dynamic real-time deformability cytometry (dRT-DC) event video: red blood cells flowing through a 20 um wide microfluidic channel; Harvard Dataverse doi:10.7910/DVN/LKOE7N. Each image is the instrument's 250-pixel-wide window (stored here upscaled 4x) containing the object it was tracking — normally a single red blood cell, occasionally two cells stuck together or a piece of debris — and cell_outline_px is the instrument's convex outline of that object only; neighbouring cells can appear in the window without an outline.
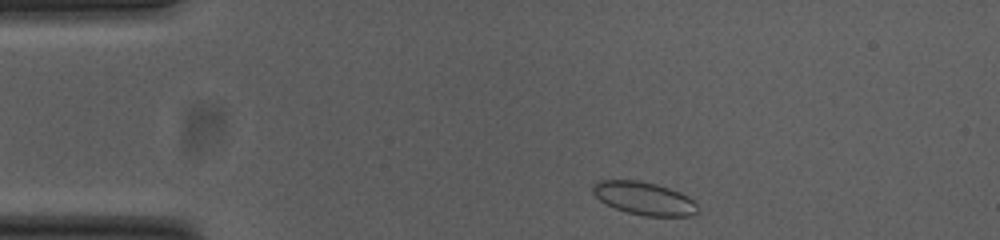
{"species": "common noctule bat (a hibernating species)", "species_latin": "Nyctalus noctula", "temperature_condition": "cold", "stored_images_in_passage": 46, "camera_frame_rate_fps": 3000, "um_per_image_px": 0.085, "animal": {"sex": "female", "body_mass_g": 23.0, "forearm_length_mm": 53.4}, "frame": {"image": 1, "passage_image": 2, "time_ms": 0.333, "image_size_px": [1000, 240], "cell_outline_px": [[696, 212], [692, 216], [644, 216], [628, 212], [604, 204], [592, 192], [592, 184], [596, 180], [636, 180], [656, 184], [680, 192], [688, 196], [696, 204]], "centroid_in_image_um": [54.7, 16.85], "position_along_channel_um": 30.3, "area_um2": 20.11}}
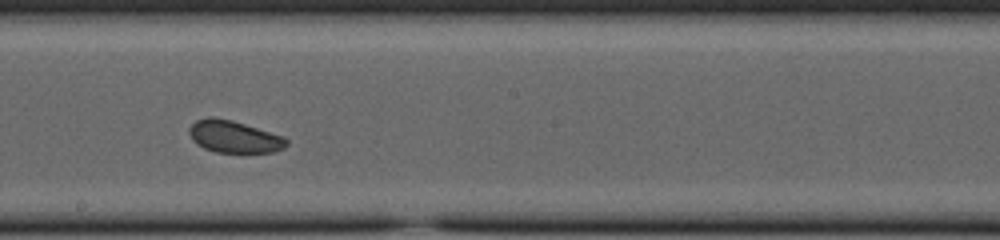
{"frame": {"image": 2, "passage_image": 22, "time_ms": 7.0, "image_size_px": [1000, 240], "cell_outline_px": [[288, 144], [284, 148], [272, 152], [216, 152], [204, 148], [196, 144], [192, 140], [188, 132], [188, 128], [196, 120], [208, 116], [212, 116], [232, 120], [284, 136], [288, 140]], "centroid_in_image_um": [19.87, 11.61], "position_along_channel_um": 228.3, "area_um2": 18.32}}
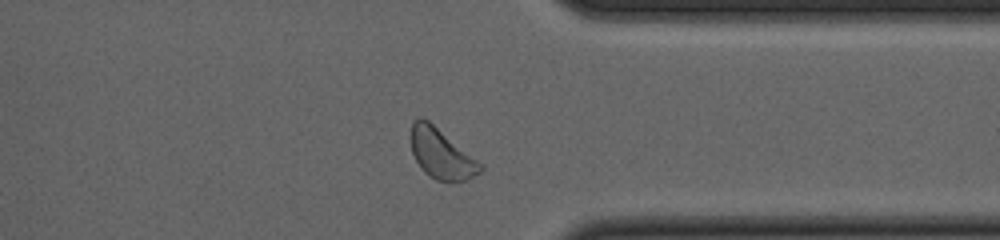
{"frame": {"image": 3, "passage_image": 34, "time_ms": 11.0, "image_size_px": [1000, 240], "cell_outline_px": [[484, 168], [480, 172], [464, 180], [436, 180], [424, 172], [420, 168], [412, 152], [408, 136], [412, 120], [420, 116], [428, 120], [476, 160]], "centroid_in_image_um": [37.4, 13.02], "position_along_channel_um": 374.0, "area_um2": 19.88}, "authors_computed_cell_mechanics": {"area_um2": 19.652, "velocity_mm_per_s": 3.7444, "shape_relaxation_time_tau1_ms": 1.899, "shape_relaxation_time_tau2_ms": 4.7662, "deformation_change_tau1": 0.047, "deformation_change_tau2": 0.0756}}